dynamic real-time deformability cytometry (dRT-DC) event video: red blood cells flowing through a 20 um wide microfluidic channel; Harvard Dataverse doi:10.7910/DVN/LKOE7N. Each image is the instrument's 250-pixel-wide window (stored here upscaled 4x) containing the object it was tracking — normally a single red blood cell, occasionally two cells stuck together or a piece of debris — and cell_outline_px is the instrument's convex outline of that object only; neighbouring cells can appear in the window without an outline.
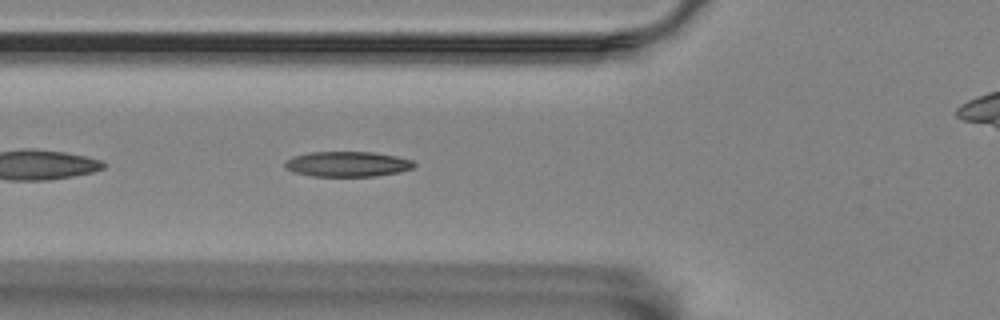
{"species": "Egyptian fruit bat (a non-hibernating species)", "species_latin": "Rousettus aegyptiacus", "temperature_condition": "room temperature", "stored_images_in_passage": 7, "camera_frame_rate_fps": 3000, "um_per_image_px": 0.085, "animal": {"sex": "female"}, "frame": {"image": 1, "passage_image": 6, "time_ms": 5.667, "image_size_px": [1000, 320], "cell_outline_px": [[416, 164], [412, 168], [400, 172], [376, 176], [312, 176], [296, 172], [288, 168], [284, 164], [292, 156], [312, 152], [372, 152], [396, 156], [412, 160]], "centroid_in_image_um": [29.58, 13.94], "position_along_channel_um": 96.2, "area_um2": 18.79}}